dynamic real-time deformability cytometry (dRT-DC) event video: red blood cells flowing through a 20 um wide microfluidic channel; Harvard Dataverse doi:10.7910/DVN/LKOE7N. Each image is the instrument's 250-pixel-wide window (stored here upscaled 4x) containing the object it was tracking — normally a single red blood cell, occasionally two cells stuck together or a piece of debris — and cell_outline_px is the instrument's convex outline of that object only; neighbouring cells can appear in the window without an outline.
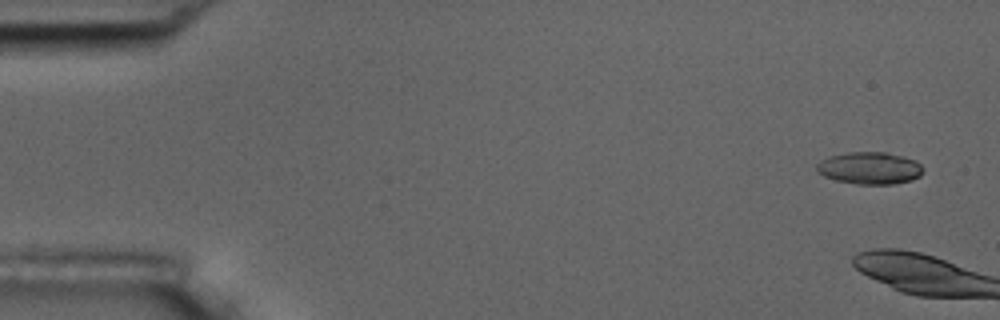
{"species": "common noctule bat (a hibernating species)", "species_latin": "Nyctalus noctula", "temperature_condition": "room temperature", "stored_images_in_passage": 4, "camera_frame_rate_fps": 3000, "um_per_image_px": 0.085, "animal": {"sex": "male", "body_mass_g": 17.5, "forearm_length_mm": 52.3}, "frame": {"image": 1, "passage_image": 1, "time_ms": 0.0, "image_size_px": [1000, 320], "cell_outline_px": [[924, 172], [920, 176], [912, 180], [896, 184], [856, 184], [836, 180], [824, 176], [816, 172], [816, 164], [820, 160], [828, 156], [848, 152], [884, 152], [904, 156], [916, 160], [924, 168]], "centroid_in_image_um": [73.93, 14.29], "position_along_channel_um": 11.1, "area_um2": 20.29}}